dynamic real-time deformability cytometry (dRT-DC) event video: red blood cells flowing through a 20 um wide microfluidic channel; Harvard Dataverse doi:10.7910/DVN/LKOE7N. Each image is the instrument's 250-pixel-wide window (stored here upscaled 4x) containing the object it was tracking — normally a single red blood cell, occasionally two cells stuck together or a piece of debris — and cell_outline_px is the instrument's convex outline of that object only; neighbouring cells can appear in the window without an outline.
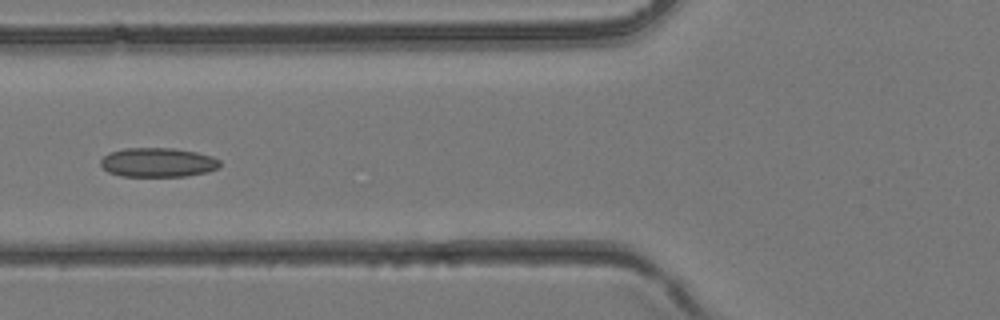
{"species": "common noctule bat (a hibernating species)", "species_latin": "Nyctalus noctula", "temperature_condition": "room temperature", "stored_images_in_passage": 20, "camera_frame_rate_fps": 3000, "um_per_image_px": 0.085, "animal": {"sex": "female", "body_mass_g": 24.6, "forearm_length_mm": 56.2}, "frame": {"image": 1, "passage_image": 15, "time_ms": 4.667, "image_size_px": [1000, 320], "cell_outline_px": [[220, 168], [208, 172], [184, 176], [120, 176], [108, 172], [100, 164], [100, 160], [108, 152], [124, 148], [176, 148], [196, 152], [212, 156], [220, 160]], "centroid_in_image_um": [13.42, 13.8], "position_along_channel_um": 112.4, "area_um2": 20.52}}